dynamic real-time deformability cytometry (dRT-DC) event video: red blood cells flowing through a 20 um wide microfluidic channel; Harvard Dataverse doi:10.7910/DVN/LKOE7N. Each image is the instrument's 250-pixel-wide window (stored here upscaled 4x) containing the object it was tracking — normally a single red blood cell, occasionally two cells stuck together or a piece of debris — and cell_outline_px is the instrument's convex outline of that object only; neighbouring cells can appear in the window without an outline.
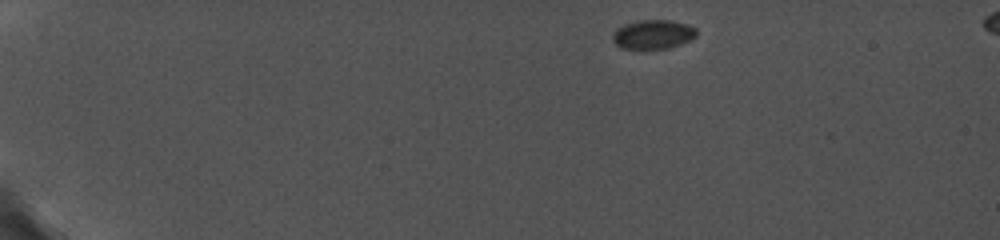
{"species": "common noctule bat (a hibernating species)", "species_latin": "Nyctalus noctula", "temperature_condition": "cold", "stored_images_in_passage": 53, "camera_frame_rate_fps": 5000, "um_per_image_px": 0.085, "animal": {"sex": "female", "body_mass_g": 19.0, "forearm_length_mm": 56.7}, "frame": {"image": 1, "passage_image": 1, "time_ms": 0.0, "image_size_px": [1000, 240], "cell_outline_px": [[696, 36], [680, 44], [668, 48], [620, 48], [612, 40], [612, 32], [616, 28], [624, 24], [640, 20], [672, 20], [688, 24], [696, 28]], "centroid_in_image_um": [55.48, 2.9], "position_along_channel_um": 29.5, "area_um2": 14.22}}
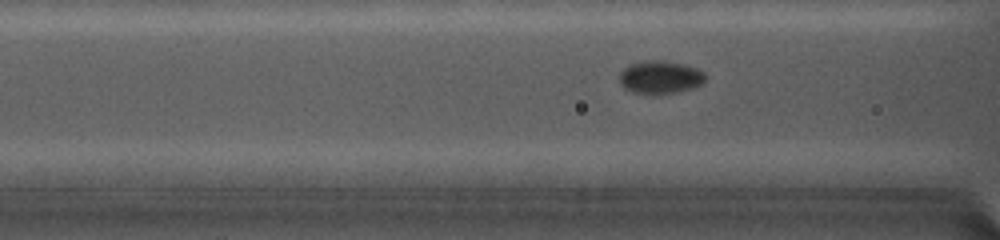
{"frame": {"image": 2, "passage_image": 22, "time_ms": 5.0, "image_size_px": [1000, 240], "cell_outline_px": [[704, 84], [692, 88], [676, 92], [652, 96], [632, 92], [624, 88], [620, 84], [620, 72], [628, 64], [644, 60], [664, 60], [684, 64], [696, 68], [704, 72]], "centroid_in_image_um": [56.09, 6.58], "position_along_channel_um": 110.5, "area_um2": 16.94}}
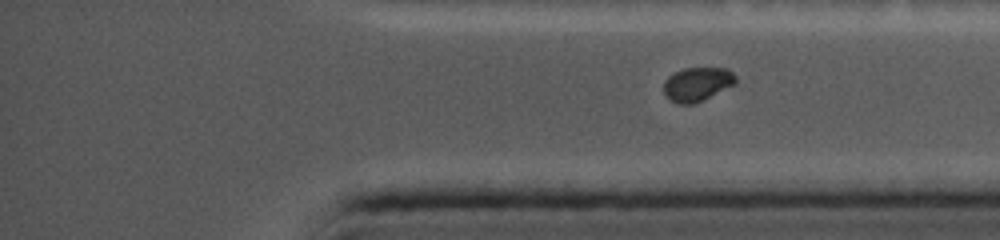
{"frame": {"image": 3, "passage_image": 53, "time_ms": 12.0, "image_size_px": [1000, 240], "cell_outline_px": [[736, 84], [704, 100], [692, 104], [680, 104], [664, 96], [664, 80], [668, 76], [684, 68], [728, 68], [736, 76]], "centroid_in_image_um": [59.28, 7.15], "position_along_channel_um": 375.9, "area_um2": 14.33}}